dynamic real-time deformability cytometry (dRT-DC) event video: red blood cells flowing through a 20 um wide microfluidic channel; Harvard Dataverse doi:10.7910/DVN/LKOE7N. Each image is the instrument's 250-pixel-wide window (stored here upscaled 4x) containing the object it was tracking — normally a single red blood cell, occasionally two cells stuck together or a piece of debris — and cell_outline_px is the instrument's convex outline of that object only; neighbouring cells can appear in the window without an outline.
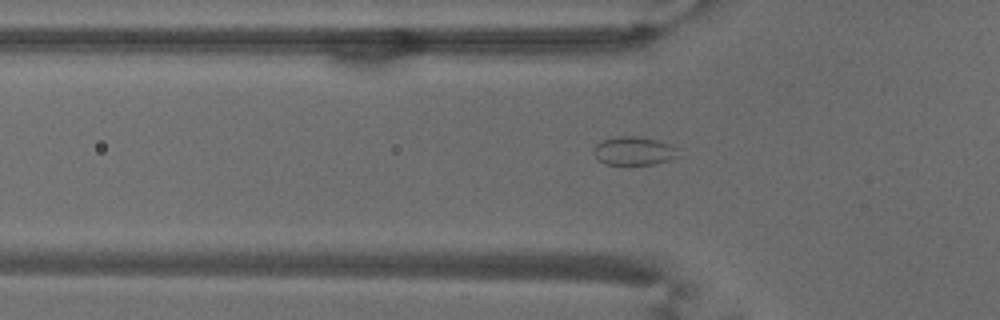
{"species": "common noctule bat (a hibernating species)", "species_latin": "Nyctalus noctula", "temperature_condition": "warm", "stored_images_in_passage": 23, "camera_frame_rate_fps": 3000, "um_per_image_px": 0.085, "animal": {"sex": "male", "body_mass_g": 18.8}, "frame": {"image": 1, "passage_image": 7, "time_ms": 2.0, "image_size_px": [1000, 320], "cell_outline_px": [[676, 156], [668, 160], [652, 164], [604, 164], [592, 152], [596, 144], [600, 140], [616, 136], [636, 136], [656, 140], [668, 144], [676, 148]], "centroid_in_image_um": [53.8, 12.81], "position_along_channel_um": 72.0, "area_um2": 13.76}}
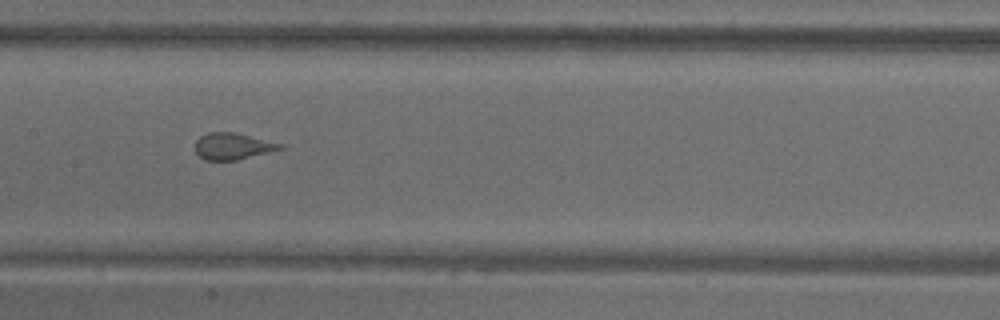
{"frame": {"image": 2, "passage_image": 16, "time_ms": 5.0, "image_size_px": [1000, 320], "cell_outline_px": [[284, 148], [236, 160], [204, 160], [196, 152], [196, 140], [200, 136], [208, 132], [232, 132], [284, 144]], "centroid_in_image_um": [19.76, 12.43], "position_along_channel_um": 187.6, "area_um2": 12.95}}
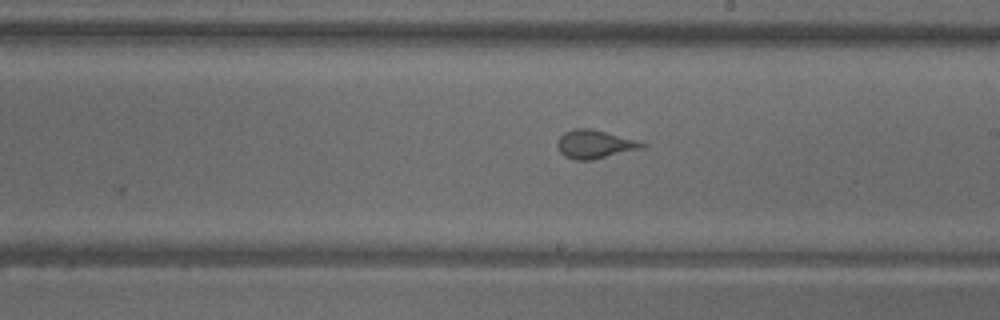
{"frame": {"image": 3, "passage_image": 20, "time_ms": 6.333, "image_size_px": [1000, 320], "cell_outline_px": [[648, 144], [644, 148], [592, 160], [576, 160], [564, 156], [560, 152], [556, 144], [560, 136], [564, 132], [572, 128], [592, 128], [636, 140]], "centroid_in_image_um": [50.54, 12.25], "position_along_channel_um": 238.5, "area_um2": 14.16}}